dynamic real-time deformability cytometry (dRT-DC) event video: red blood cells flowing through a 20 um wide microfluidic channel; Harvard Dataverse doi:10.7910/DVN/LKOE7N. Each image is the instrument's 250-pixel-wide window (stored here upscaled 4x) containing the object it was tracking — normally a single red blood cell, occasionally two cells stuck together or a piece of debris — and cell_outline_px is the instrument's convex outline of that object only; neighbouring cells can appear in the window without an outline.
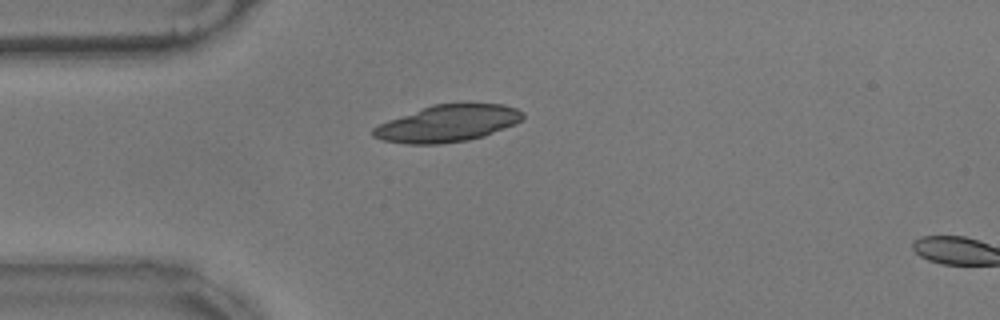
{"species": "common noctule bat (a hibernating species)", "species_latin": "Nyctalus noctula", "temperature_condition": "warm", "stored_images_in_passage": 3, "camera_frame_rate_fps": 3000, "um_per_image_px": 0.085, "animal": {"sex": "male", "body_mass_g": 17.9}, "frame": {"image": 1, "passage_image": 1, "time_ms": 0.0, "image_size_px": [1000, 320], "cell_outline_px": [[524, 116], [516, 124], [484, 136], [468, 140], [440, 144], [408, 144], [384, 140], [372, 136], [372, 128], [388, 120], [432, 104], [504, 104], [516, 108], [524, 112]], "centroid_in_image_um": [38.06, 10.49], "position_along_channel_um": 46.9, "area_um2": 31.96}}